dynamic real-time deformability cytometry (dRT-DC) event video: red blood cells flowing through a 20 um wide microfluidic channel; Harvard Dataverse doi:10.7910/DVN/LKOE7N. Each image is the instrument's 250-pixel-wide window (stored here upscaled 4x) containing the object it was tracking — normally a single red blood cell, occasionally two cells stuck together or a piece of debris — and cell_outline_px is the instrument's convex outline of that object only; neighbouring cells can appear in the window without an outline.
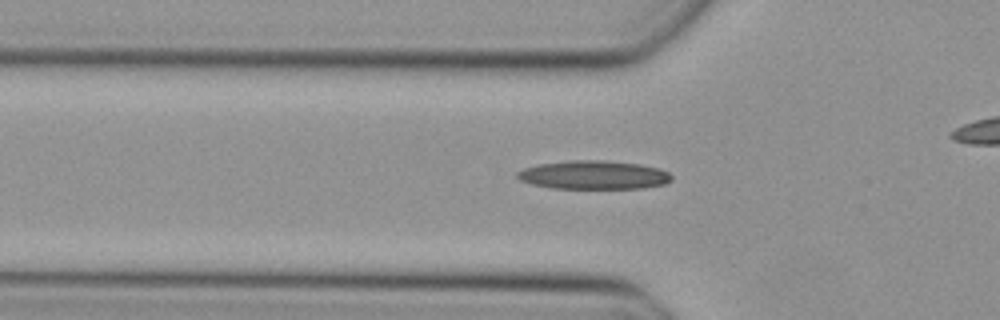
{"species": "Egyptian fruit bat (a non-hibernating species)", "species_latin": "Rousettus aegyptiacus", "temperature_condition": "cold", "stored_images_in_passage": 34, "camera_frame_rate_fps": 3000, "um_per_image_px": 0.085, "animal": {"sex": "female"}, "frame": {"image": 1, "passage_image": 10, "time_ms": 3.0, "image_size_px": [1000, 320], "cell_outline_px": [[672, 180], [664, 184], [640, 188], [552, 188], [532, 184], [520, 180], [516, 176], [516, 172], [524, 168], [536, 164], [572, 160], [604, 160], [640, 164], [660, 168], [668, 172], [672, 176]], "centroid_in_image_um": [50.45, 14.86], "position_along_channel_um": 75.3, "area_um2": 25.78}}
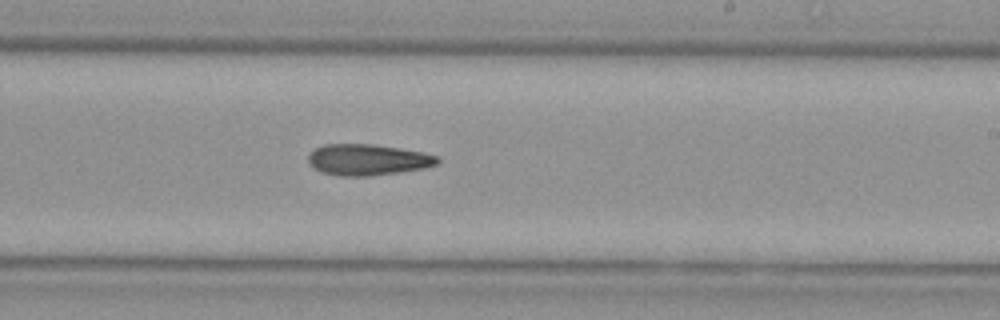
{"frame": {"image": 2, "passage_image": 23, "time_ms": 7.333, "image_size_px": [1000, 320], "cell_outline_px": [[440, 160], [436, 164], [424, 168], [400, 172], [368, 176], [336, 176], [320, 172], [312, 168], [308, 164], [308, 156], [316, 148], [324, 144], [372, 144], [400, 148], [440, 156]], "centroid_in_image_um": [31.22, 13.58], "position_along_channel_um": 257.8, "area_um2": 23.58}}
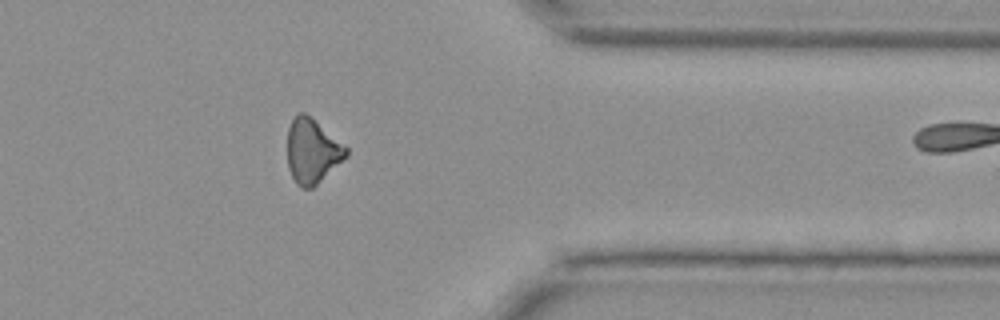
{"frame": {"image": 3, "passage_image": 33, "time_ms": 10.667, "image_size_px": [1000, 320], "cell_outline_px": [[348, 156], [312, 188], [300, 188], [296, 184], [288, 168], [288, 128], [292, 120], [300, 112], [304, 112], [348, 148]], "centroid_in_image_um": [26.53, 12.87], "position_along_channel_um": 384.9, "area_um2": 21.73}}